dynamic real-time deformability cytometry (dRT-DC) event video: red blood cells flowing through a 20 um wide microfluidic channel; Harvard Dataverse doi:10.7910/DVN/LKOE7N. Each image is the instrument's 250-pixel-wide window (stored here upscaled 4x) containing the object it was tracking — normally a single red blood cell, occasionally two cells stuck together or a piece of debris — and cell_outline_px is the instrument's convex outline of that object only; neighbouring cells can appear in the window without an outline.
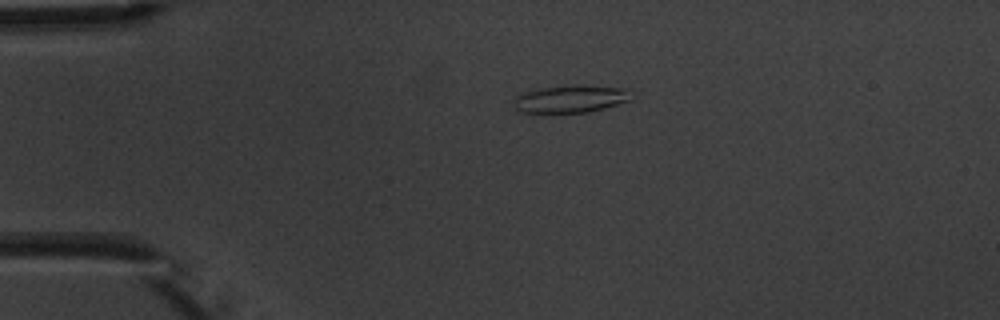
{"species": "common noctule bat (a hibernating species)", "species_latin": "Nyctalus noctula", "temperature_condition": "warm", "stored_images_in_passage": 4, "camera_frame_rate_fps": 3000, "um_per_image_px": 0.085, "animal": {"sex": "male", "body_mass_g": 20.1, "forearm_length_mm": 53.5}, "frame": {"image": 1, "passage_image": 3, "time_ms": 2.333, "image_size_px": [1000, 320], "cell_outline_px": [[632, 100], [588, 112], [544, 116], [524, 112], [516, 108], [516, 96], [524, 92], [544, 88], [576, 84], [632, 88]], "centroid_in_image_um": [48.56, 8.44], "position_along_channel_um": 36.4, "area_um2": 19.65}}